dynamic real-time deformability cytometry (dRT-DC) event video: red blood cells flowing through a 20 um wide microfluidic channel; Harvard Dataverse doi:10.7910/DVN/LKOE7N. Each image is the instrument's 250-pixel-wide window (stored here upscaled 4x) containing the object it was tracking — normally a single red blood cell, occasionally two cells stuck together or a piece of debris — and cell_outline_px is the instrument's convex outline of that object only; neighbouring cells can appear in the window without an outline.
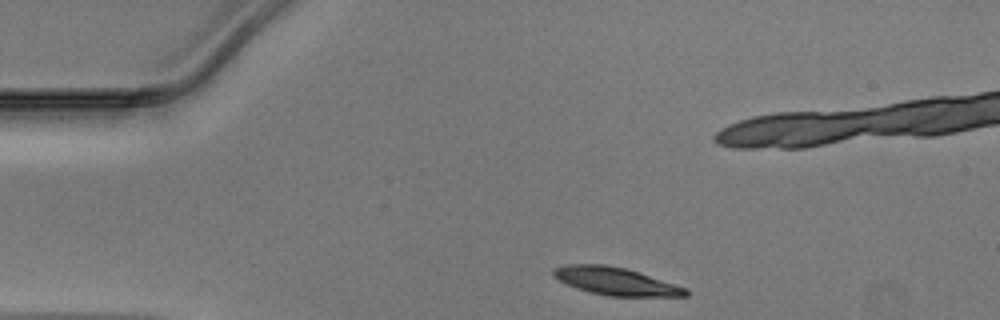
{"species": "Egyptian fruit bat (a non-hibernating species)", "species_latin": "Rousettus aegyptiacus", "temperature_condition": "warm", "stored_images_in_passage": 32, "camera_frame_rate_fps": 3000, "um_per_image_px": 0.085, "animal": {"sex": "male"}, "frame": {"image": 1, "passage_image": 1, "time_ms": 0.0, "image_size_px": [1000, 320], "cell_outline_px": [[688, 296], [608, 296], [588, 292], [576, 288], [552, 276], [552, 268], [568, 264], [604, 264], [624, 268], [688, 288]], "centroid_in_image_um": [52.3, 23.91], "position_along_channel_um": 32.7, "area_um2": 21.21}}
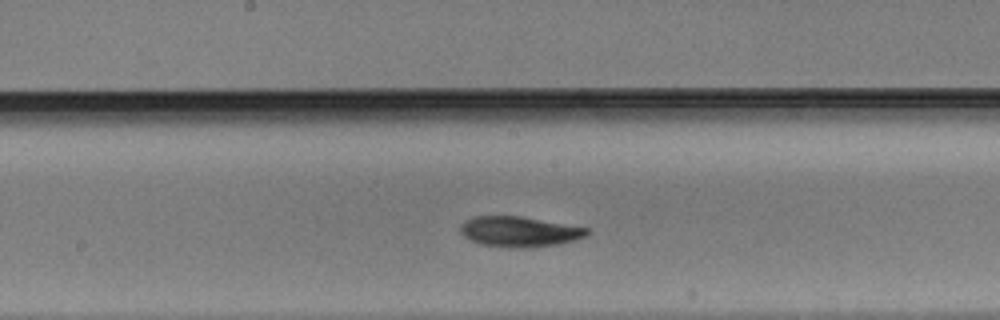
{"frame": {"image": 2, "passage_image": 17, "time_ms": 5.333, "image_size_px": [1000, 320], "cell_outline_px": [[592, 232], [588, 236], [576, 240], [556, 244], [524, 248], [508, 248], [480, 244], [464, 236], [460, 232], [460, 224], [464, 220], [476, 216], [520, 216], [588, 228]], "centroid_in_image_um": [44.15, 19.69], "position_along_channel_um": 204.1, "area_um2": 22.48}}
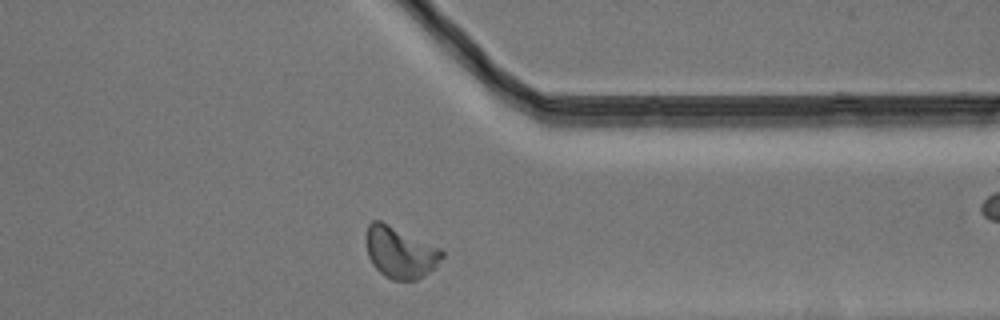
{"frame": {"image": 3, "passage_image": 30, "time_ms": 9.667, "image_size_px": [1000, 320], "cell_outline_px": [[444, 256], [428, 272], [416, 280], [392, 280], [384, 276], [372, 264], [368, 256], [364, 240], [364, 236], [368, 224], [372, 220], [380, 220], [440, 248], [444, 252]], "centroid_in_image_um": [33.95, 21.44], "position_along_channel_um": 377.5, "area_um2": 22.72}}